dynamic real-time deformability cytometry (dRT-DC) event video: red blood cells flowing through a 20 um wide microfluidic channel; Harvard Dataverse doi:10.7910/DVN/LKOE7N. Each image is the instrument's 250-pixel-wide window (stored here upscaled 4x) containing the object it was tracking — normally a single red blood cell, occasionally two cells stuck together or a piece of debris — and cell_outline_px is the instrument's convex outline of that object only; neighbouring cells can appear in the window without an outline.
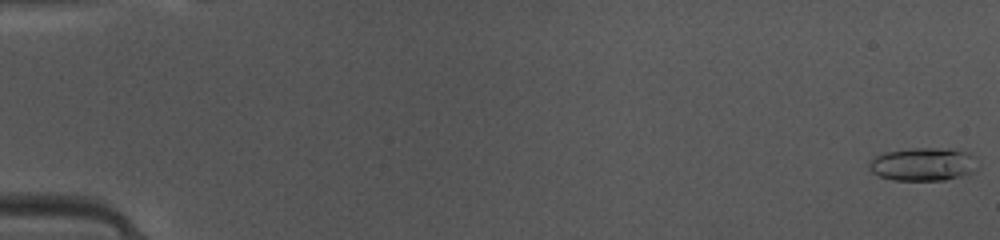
{"species": "common noctule bat (a hibernating species)", "species_latin": "Nyctalus noctula", "temperature_condition": "warm", "stored_images_in_passage": 49, "camera_frame_rate_fps": 3000, "um_per_image_px": 0.085, "animal": {"sex": "female", "body_mass_g": 10.0, "forearm_length_mm": 53.1}, "frame": {"image": 1, "passage_image": 1, "time_ms": 0.0, "image_size_px": [1000, 240], "cell_outline_px": [[976, 156], [972, 172], [960, 176], [944, 180], [892, 180], [880, 176], [872, 172], [868, 168], [868, 164], [876, 156], [884, 152], [912, 148], [948, 148], [968, 152]], "centroid_in_image_um": [78.43, 13.95], "position_along_channel_um": 6.6, "area_um2": 20.87}}
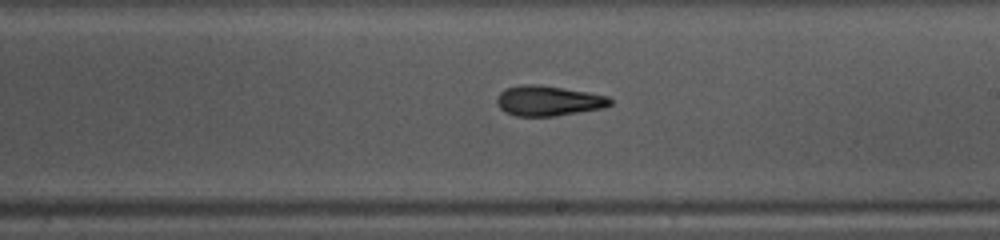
{"frame": {"image": 2, "passage_image": 29, "time_ms": 9.333, "image_size_px": [1000, 240], "cell_outline_px": [[612, 104], [604, 108], [556, 116], [516, 116], [504, 112], [500, 108], [496, 100], [500, 92], [508, 88], [520, 84], [540, 84], [588, 92], [608, 96], [612, 100]], "centroid_in_image_um": [46.62, 8.56], "position_along_channel_um": 242.4, "area_um2": 20.06}}
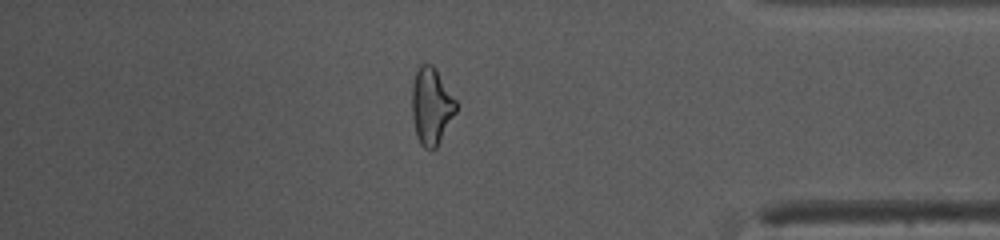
{"frame": {"image": 3, "passage_image": 42, "time_ms": 13.667, "image_size_px": [1000, 240], "cell_outline_px": [[456, 112], [436, 148], [432, 152], [424, 148], [420, 144], [416, 136], [412, 116], [412, 84], [416, 72], [420, 64], [432, 64], [436, 68], [456, 100]], "centroid_in_image_um": [36.65, 9.04], "position_along_channel_um": 398.5, "area_um2": 19.88}, "authors_computed_cell_mechanics": {"area_um2": 19.652, "velocity_mm_per_s": 4.1714, "shape_relaxation_time_tau1_ms": 5.0675, "shape_relaxation_time_tau2_ms": 1.7926, "deformation_change_tau1": 0.1882, "deformation_change_tau2": 0.1075}}